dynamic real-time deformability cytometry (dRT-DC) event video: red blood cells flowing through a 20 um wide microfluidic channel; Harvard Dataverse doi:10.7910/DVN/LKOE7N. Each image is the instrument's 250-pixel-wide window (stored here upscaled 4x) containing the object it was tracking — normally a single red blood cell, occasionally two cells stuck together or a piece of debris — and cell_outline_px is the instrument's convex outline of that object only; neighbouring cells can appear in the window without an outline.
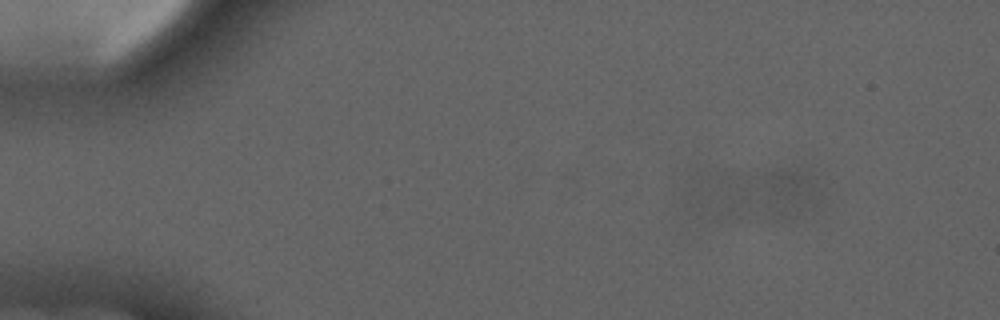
{"species": "common noctule bat (a hibernating species)", "species_latin": "Nyctalus noctula", "temperature_condition": "cold", "stored_images_in_passage": 5, "camera_frame_rate_fps": 3000, "um_per_image_px": 0.085, "animal": {"sex": "male", "forearm_length_mm": 52.5}, "frame": {"image": 1, "passage_image": 2, "time_ms": 1.333, "image_size_px": [1000, 320], "cell_outline_px": [[820, 196], [816, 204], [796, 216], [776, 220], [768, 200], [772, 172], [796, 168], [816, 176]], "centroid_in_image_um": [67.36, 16.38], "position_along_channel_um": 17.6, "area_um2": 14.68}}